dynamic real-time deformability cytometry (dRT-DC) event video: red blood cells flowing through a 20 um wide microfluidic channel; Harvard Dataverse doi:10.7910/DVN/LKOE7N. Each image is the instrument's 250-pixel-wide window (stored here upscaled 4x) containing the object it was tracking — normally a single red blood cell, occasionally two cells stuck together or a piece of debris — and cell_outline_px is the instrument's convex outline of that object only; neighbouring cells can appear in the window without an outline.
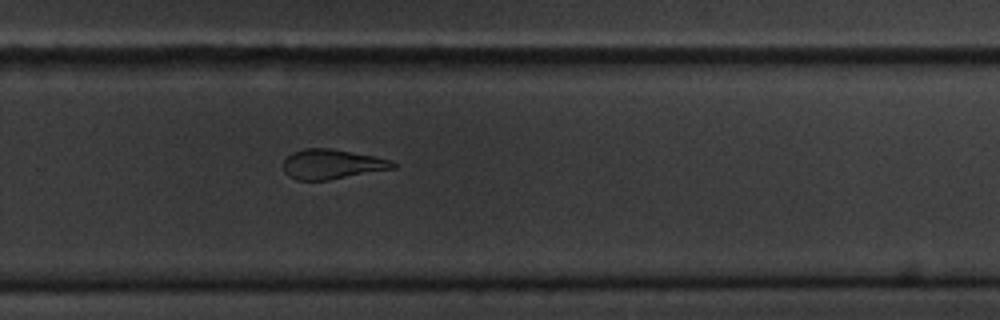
{"species": "common noctule bat (a hibernating species)", "species_latin": "Nyctalus noctula", "temperature_condition": "cold", "stored_images_in_passage": 10, "camera_frame_rate_fps": 3000, "um_per_image_px": 0.085, "animal": {"sex": "male", "body_mass_g": 20.1, "forearm_length_mm": 53.5}, "frame": {"image": 1, "passage_image": 10, "time_ms": 11.333, "image_size_px": [1000, 320], "cell_outline_px": [[400, 164], [396, 168], [328, 180], [296, 180], [288, 176], [284, 172], [284, 160], [292, 152], [304, 148], [328, 148], [372, 156], [392, 160]], "centroid_in_image_um": [28.23, 13.96], "position_along_channel_um": 301.6, "area_um2": 19.02}}